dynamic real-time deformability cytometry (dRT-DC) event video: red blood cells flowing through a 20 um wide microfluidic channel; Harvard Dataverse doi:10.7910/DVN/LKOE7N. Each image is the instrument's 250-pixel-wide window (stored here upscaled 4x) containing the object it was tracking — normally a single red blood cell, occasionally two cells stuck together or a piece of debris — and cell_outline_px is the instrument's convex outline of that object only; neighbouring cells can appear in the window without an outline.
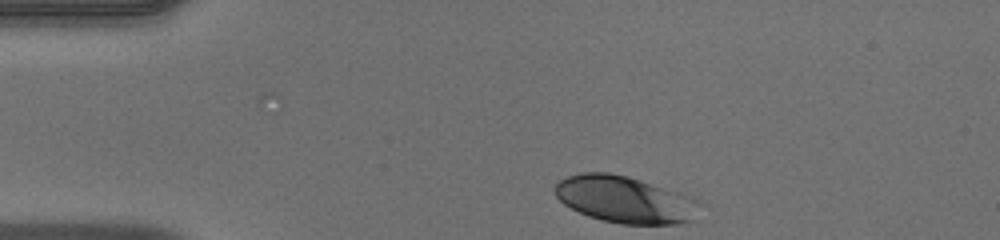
{"species": "human", "species_latin": "Homo sapiens", "temperature_condition": "warm", "stored_images_in_passage": 34, "camera_frame_rate_fps": 3000, "um_per_image_px": 0.085, "donor": {"sex": "male"}, "frame": {"image": 1, "passage_image": 1, "time_ms": 0.0, "image_size_px": [1000, 240], "cell_outline_px": [[692, 220], [680, 224], [624, 224], [600, 220], [588, 216], [564, 204], [556, 196], [552, 188], [560, 180], [568, 176], [580, 172], [608, 172], [628, 176], [660, 188], [668, 192], [692, 216]], "centroid_in_image_um": [52.67, 16.95], "position_along_channel_um": 32.3, "area_um2": 36.41}}
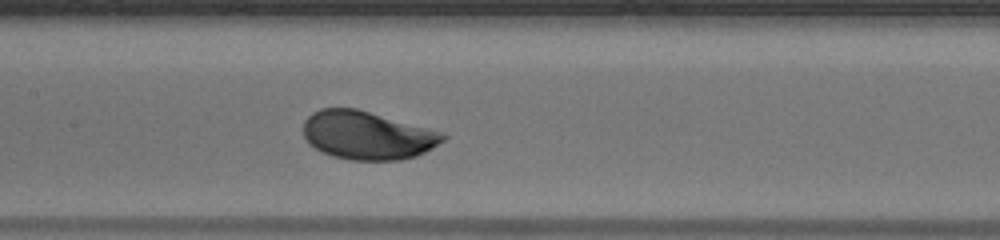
{"frame": {"image": 2, "passage_image": 16, "time_ms": 5.0, "image_size_px": [1000, 240], "cell_outline_px": [[448, 136], [444, 140], [432, 148], [416, 156], [400, 160], [348, 160], [332, 156], [320, 152], [308, 144], [304, 136], [304, 120], [312, 112], [320, 108], [356, 108], [444, 132]], "centroid_in_image_um": [31.2, 11.5], "position_along_channel_um": 176.2, "area_um2": 39.59}}
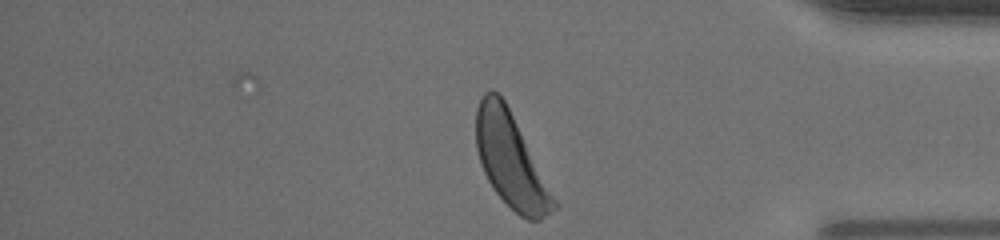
{"frame": {"image": 3, "passage_image": 34, "time_ms": 11.0, "image_size_px": [1000, 240], "cell_outline_px": [[560, 204], [556, 208], [540, 220], [528, 220], [520, 216], [496, 192], [488, 180], [484, 172], [476, 148], [476, 108], [484, 92], [492, 88], [504, 100]], "centroid_in_image_um": [43.43, 13.64], "position_along_channel_um": 391.8, "area_um2": 42.19}, "authors_computed_cell_mechanics": {"area_um2": 39.4774, "velocity_mm_per_s": 3.968, "shape_relaxation_time_tau1_ms": 2.2306, "shape_relaxation_time_tau2_ms": null, "deformation_change_tau1": 0.1249, "deformation_change_tau2": null}}